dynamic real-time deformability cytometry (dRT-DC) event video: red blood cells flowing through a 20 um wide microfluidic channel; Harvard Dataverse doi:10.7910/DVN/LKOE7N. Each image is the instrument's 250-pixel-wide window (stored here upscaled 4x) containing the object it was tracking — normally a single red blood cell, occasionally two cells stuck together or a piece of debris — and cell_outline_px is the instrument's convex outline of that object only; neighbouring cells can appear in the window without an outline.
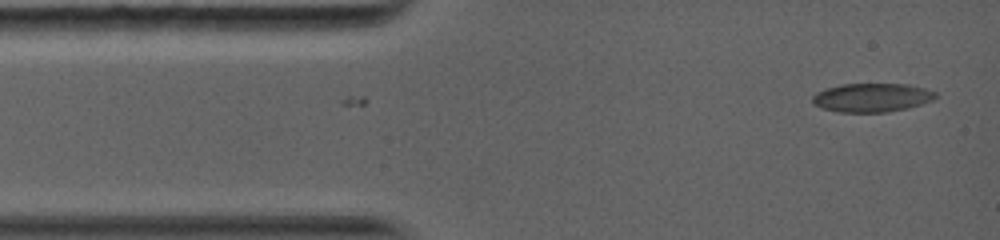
{"species": "common noctule bat (a hibernating species)", "species_latin": "Nyctalus noctula", "temperature_condition": "warm", "stored_images_in_passage": 19, "camera_frame_rate_fps": 5000, "um_per_image_px": 0.085, "animal": {"sex": "female", "body_mass_g": 19.0, "forearm_length_mm": 56.7}, "frame": {"image": 1, "passage_image": 1, "time_ms": 0.0, "image_size_px": [1000, 240], "cell_outline_px": [[936, 96], [932, 100], [908, 108], [888, 112], [840, 112], [820, 108], [812, 104], [812, 96], [816, 92], [824, 88], [840, 84], [908, 84], [924, 88], [936, 92]], "centroid_in_image_um": [74.05, 8.29], "position_along_channel_um": 10.9, "area_um2": 20.75}}
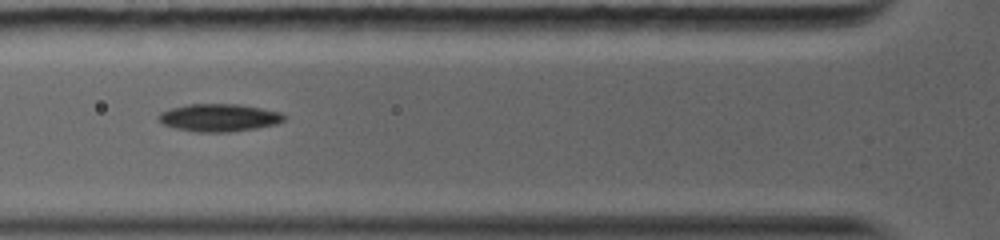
{"frame": {"image": 2, "passage_image": 11, "time_ms": 3.8, "image_size_px": [1000, 240], "cell_outline_px": [[288, 116], [284, 120], [276, 124], [256, 128], [228, 132], [196, 132], [176, 128], [164, 124], [156, 120], [156, 116], [160, 112], [172, 108], [188, 104], [236, 104], [260, 108], [280, 112]], "centroid_in_image_um": [18.6, 10.0], "position_along_channel_um": 107.2, "area_um2": 20.23}}
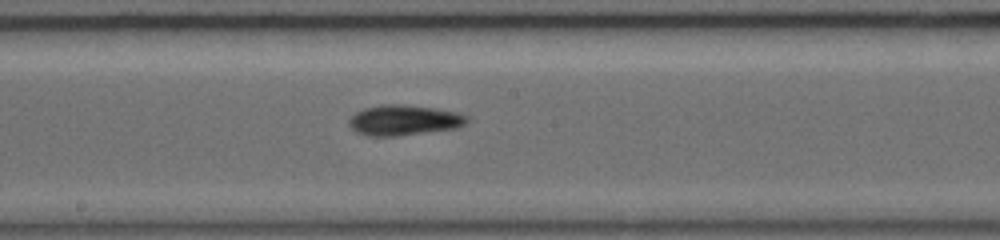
{"frame": {"image": 3, "passage_image": 19, "time_ms": 6.4, "image_size_px": [1000, 240], "cell_outline_px": [[468, 120], [464, 124], [456, 128], [396, 136], [372, 136], [356, 132], [348, 124], [348, 120], [356, 112], [364, 108], [380, 104], [400, 104], [436, 108], [456, 112], [468, 116]], "centroid_in_image_um": [34.31, 10.2], "position_along_channel_um": 213.9, "area_um2": 20.81}}